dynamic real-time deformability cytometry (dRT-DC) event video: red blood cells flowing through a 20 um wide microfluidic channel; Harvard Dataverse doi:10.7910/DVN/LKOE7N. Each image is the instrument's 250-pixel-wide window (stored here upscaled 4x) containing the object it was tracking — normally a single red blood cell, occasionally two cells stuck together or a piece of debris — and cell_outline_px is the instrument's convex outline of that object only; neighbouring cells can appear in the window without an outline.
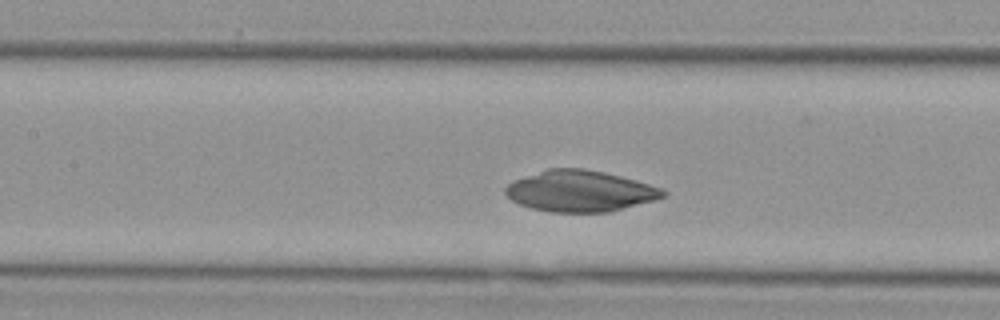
{"species": "Egyptian fruit bat (a non-hibernating species)", "species_latin": "Rousettus aegyptiacus", "temperature_condition": "cold", "stored_images_in_passage": 33, "camera_frame_rate_fps": 3000, "um_per_image_px": 0.085, "animal": {"sex": "female"}, "frame": {"image": 1, "passage_image": 13, "time_ms": 4.0, "image_size_px": [1000, 320], "cell_outline_px": [[668, 196], [656, 200], [608, 212], [552, 212], [532, 208], [520, 204], [512, 200], [504, 192], [504, 188], [508, 184], [516, 180], [548, 168], [584, 168], [604, 172], [636, 180], [660, 188], [668, 192]], "centroid_in_image_um": [49.34, 16.24], "position_along_channel_um": 158.1, "area_um2": 37.63}}
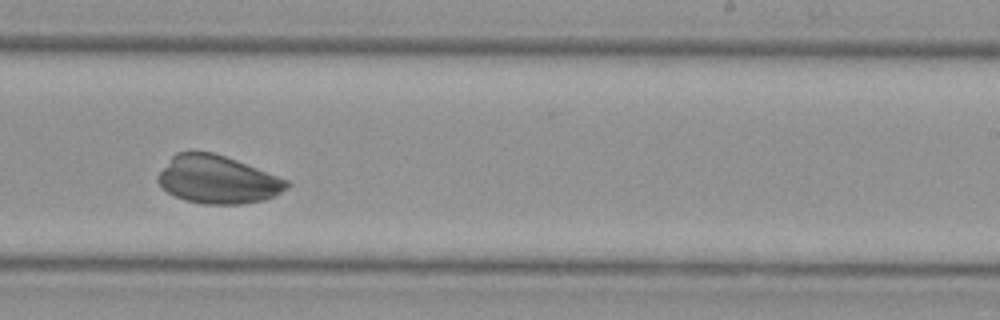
{"frame": {"image": 2, "passage_image": 21, "time_ms": 6.667, "image_size_px": [1000, 320], "cell_outline_px": [[292, 184], [288, 188], [276, 196], [264, 200], [240, 204], [204, 204], [184, 200], [168, 192], [156, 180], [156, 176], [172, 156], [176, 152], [212, 152], [236, 160], [288, 180]], "centroid_in_image_um": [18.51, 15.28], "position_along_channel_um": 270.5, "area_um2": 35.89}}
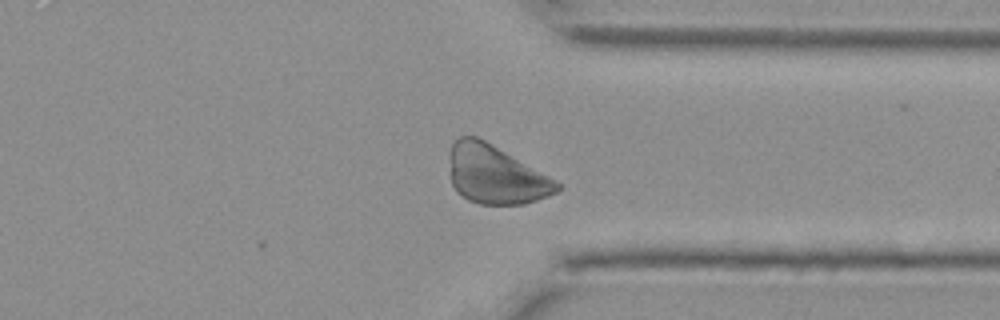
{"frame": {"image": 3, "passage_image": 28, "time_ms": 9.0, "image_size_px": [1000, 320], "cell_outline_px": [[564, 188], [548, 196], [524, 204], [480, 204], [468, 200], [456, 192], [452, 184], [452, 144], [460, 136], [476, 136], [484, 140], [564, 184]], "centroid_in_image_um": [42.19, 14.88], "position_along_channel_um": 369.2, "area_um2": 36.24}}